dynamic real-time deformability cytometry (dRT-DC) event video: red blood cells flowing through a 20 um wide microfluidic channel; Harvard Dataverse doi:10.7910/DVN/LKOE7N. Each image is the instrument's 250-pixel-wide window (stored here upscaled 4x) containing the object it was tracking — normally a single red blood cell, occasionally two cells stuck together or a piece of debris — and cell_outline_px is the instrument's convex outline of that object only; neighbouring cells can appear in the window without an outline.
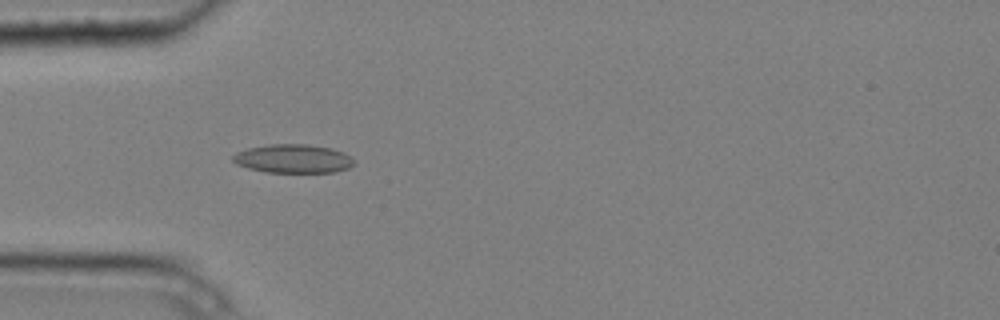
{"species": "common noctule bat (a hibernating species)", "species_latin": "Nyctalus noctula", "temperature_condition": "cold", "stored_images_in_passage": 4, "camera_frame_rate_fps": 3000, "um_per_image_px": 0.085, "animal": {"sex": "male", "body_mass_g": 20.4}, "frame": {"image": 1, "passage_image": 2, "time_ms": 0.333, "image_size_px": [1000, 320], "cell_outline_px": [[356, 164], [348, 168], [336, 172], [264, 172], [248, 168], [236, 164], [232, 160], [232, 156], [236, 152], [248, 148], [272, 144], [308, 144], [332, 148], [344, 152], [352, 156], [356, 160]], "centroid_in_image_um": [24.96, 13.49], "position_along_channel_um": 60.0, "area_um2": 20.52}}
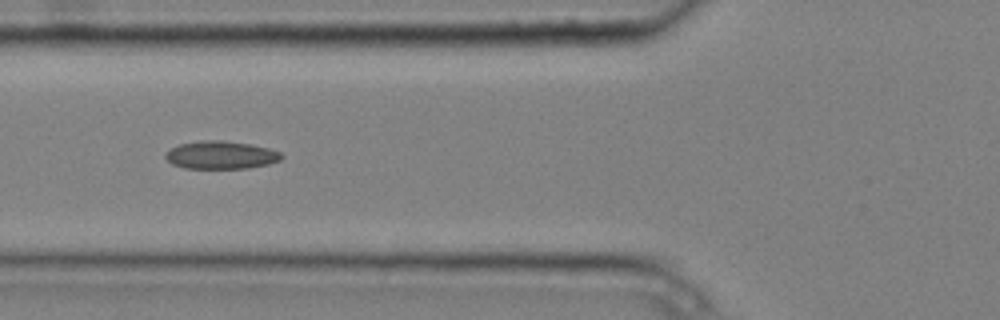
{"frame": {"image": 2, "passage_image": 3, "time_ms": 0.667, "image_size_px": [1000, 320], "cell_outline_px": [[284, 156], [280, 160], [268, 164], [248, 168], [184, 168], [172, 164], [164, 156], [172, 148], [180, 144], [200, 140], [220, 140], [252, 144], [268, 148], [280, 152]], "centroid_in_image_um": [18.8, 13.17], "position_along_channel_um": 107.0, "area_um2": 18.79}}
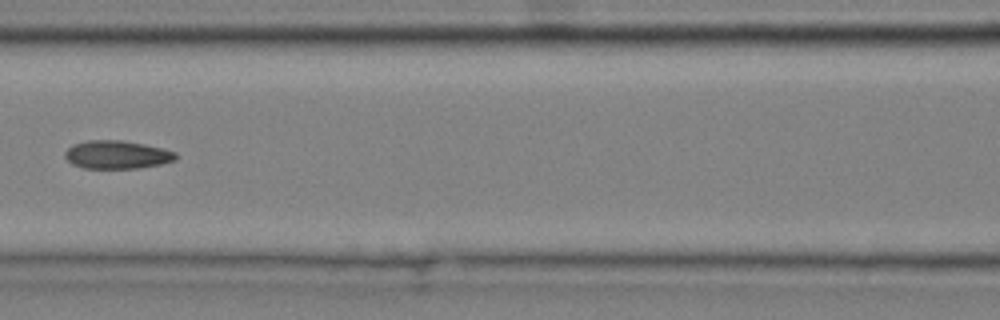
{"frame": {"image": 3, "passage_image": 4, "time_ms": 1.0, "image_size_px": [1000, 320], "cell_outline_px": [[176, 160], [160, 164], [136, 168], [84, 168], [72, 164], [64, 156], [64, 152], [72, 144], [88, 140], [124, 140], [164, 148], [176, 152]], "centroid_in_image_um": [9.93, 13.13], "position_along_channel_um": 156.7, "area_um2": 18.26}}